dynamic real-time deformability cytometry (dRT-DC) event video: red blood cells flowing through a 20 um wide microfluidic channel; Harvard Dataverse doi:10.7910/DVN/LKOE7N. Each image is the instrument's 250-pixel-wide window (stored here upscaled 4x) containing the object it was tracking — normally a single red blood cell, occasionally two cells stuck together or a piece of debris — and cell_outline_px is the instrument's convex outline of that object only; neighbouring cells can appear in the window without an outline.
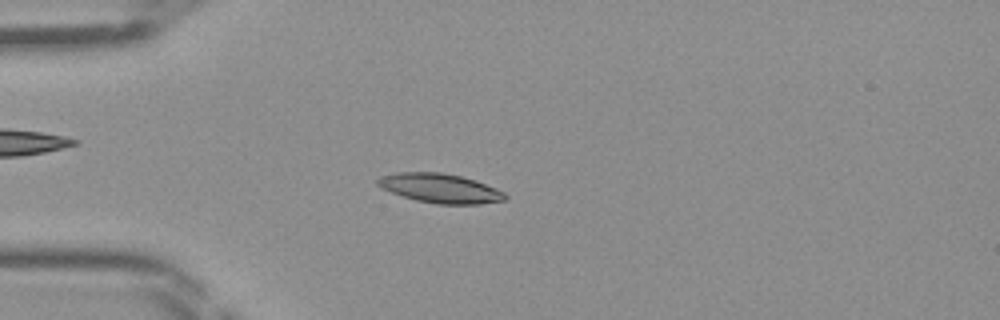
{"species": "Egyptian fruit bat (a non-hibernating species)", "species_latin": "Rousettus aegyptiacus", "temperature_condition": "room temperature", "stored_images_in_passage": 40, "camera_frame_rate_fps": 3000, "um_per_image_px": 0.085, "frame": {"image": 1, "passage_image": 7, "time_ms": 2.0, "image_size_px": [1000, 320], "cell_outline_px": [[508, 196], [504, 200], [480, 204], [436, 204], [416, 200], [380, 188], [376, 184], [376, 180], [380, 176], [396, 172], [440, 172], [460, 176], [476, 180], [496, 188], [504, 192]], "centroid_in_image_um": [37.4, 16.0], "position_along_channel_um": 47.6, "area_um2": 21.79}}
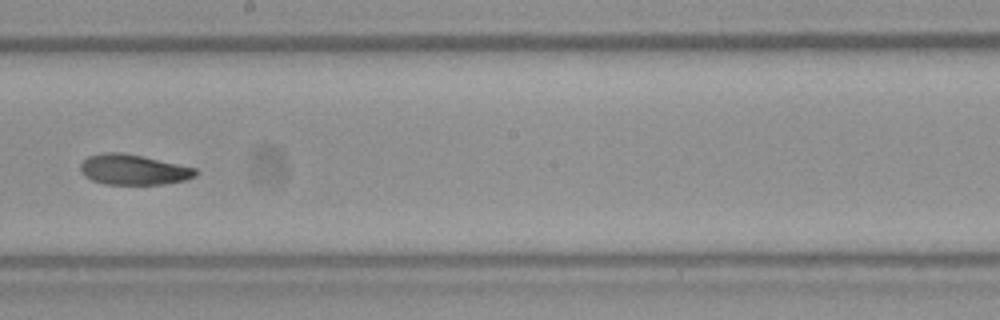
{"frame": {"image": 2, "passage_image": 21, "time_ms": 6.667, "image_size_px": [1000, 320], "cell_outline_px": [[196, 176], [184, 180], [164, 184], [104, 184], [92, 180], [84, 176], [80, 172], [80, 164], [88, 156], [100, 152], [124, 152], [196, 168]], "centroid_in_image_um": [11.29, 14.41], "position_along_channel_um": 236.9, "area_um2": 20.4}}
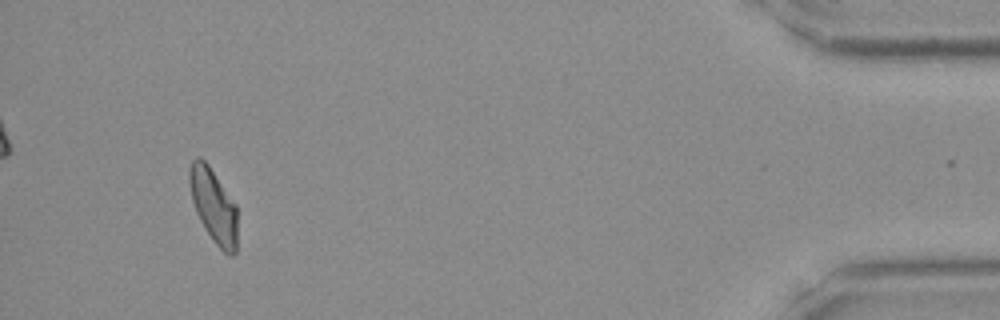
{"frame": {"image": 3, "passage_image": 38, "time_ms": 12.333, "image_size_px": [1000, 320], "cell_outline_px": [[236, 252], [232, 256], [228, 256], [212, 240], [204, 228], [196, 212], [192, 200], [188, 180], [188, 172], [192, 160], [196, 156], [200, 156], [208, 164], [236, 204]], "centroid_in_image_um": [18.13, 17.47], "position_along_channel_um": 417.1, "area_um2": 20.75}}